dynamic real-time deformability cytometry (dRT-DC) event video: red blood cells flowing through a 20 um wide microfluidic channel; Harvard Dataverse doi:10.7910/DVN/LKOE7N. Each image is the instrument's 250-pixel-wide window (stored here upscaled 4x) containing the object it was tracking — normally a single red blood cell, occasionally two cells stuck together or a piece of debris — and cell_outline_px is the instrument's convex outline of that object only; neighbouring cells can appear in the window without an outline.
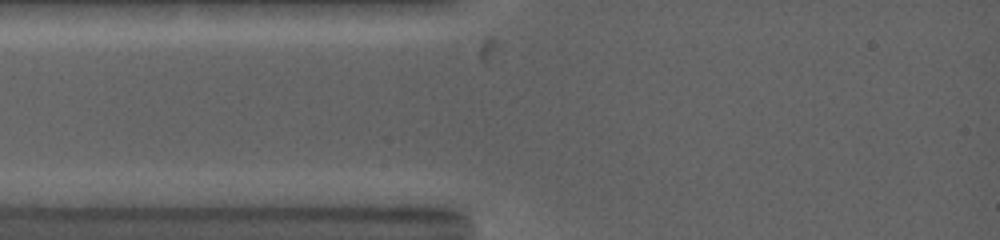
{"species": "common noctule bat (a hibernating species)", "species_latin": "Nyctalus noctula", "temperature_condition": "warm", "stored_images_in_passage": 3, "camera_frame_rate_fps": 5000, "um_per_image_px": 0.085, "animal": {"sex": "female", "body_mass_g": 19.0, "forearm_length_mm": 53.3}, "frame": {"image": 1, "passage_image": 1, "time_ms": 0.0, "image_size_px": [1000, 240], "cell_outline_px": [[416, 164], [408, 168], [304, 168], [268, 164], [268, 160], [304, 156], [416, 160]], "centroid_in_image_um": [29.04, 13.83], "position_along_channel_um": 56.0, "area_um2": 10.06}}